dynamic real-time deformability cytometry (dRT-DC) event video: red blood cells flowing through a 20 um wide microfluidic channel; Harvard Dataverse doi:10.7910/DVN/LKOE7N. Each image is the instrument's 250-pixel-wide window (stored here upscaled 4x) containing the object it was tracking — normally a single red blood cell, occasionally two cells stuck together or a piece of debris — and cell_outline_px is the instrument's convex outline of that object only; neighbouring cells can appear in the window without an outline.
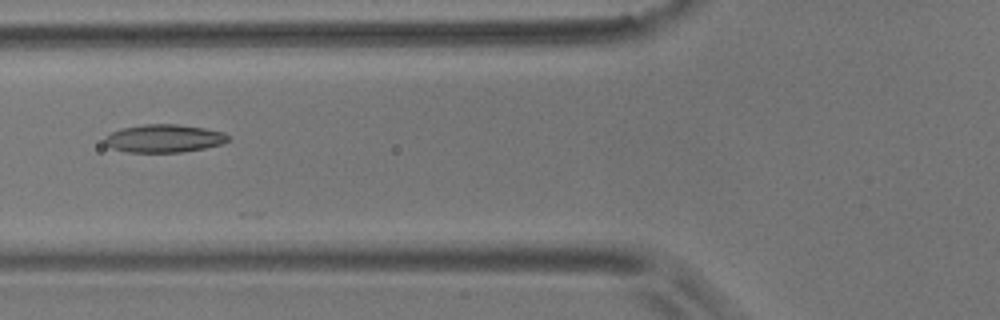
{"species": "common noctule bat (a hibernating species)", "species_latin": "Nyctalus noctula", "temperature_condition": "room temperature", "stored_images_in_passage": 8, "camera_frame_rate_fps": 3000, "um_per_image_px": 0.085, "animal": {"sex": "male", "body_mass_g": 17.9}, "frame": {"image": 1, "passage_image": 6, "time_ms": 1.667, "image_size_px": [1000, 320], "cell_outline_px": [[228, 140], [220, 144], [204, 148], [180, 152], [124, 152], [112, 148], [104, 140], [112, 132], [120, 128], [144, 124], [176, 124], [204, 128], [224, 132], [228, 136]], "centroid_in_image_um": [13.93, 11.76], "position_along_channel_um": 111.9, "area_um2": 19.88}}
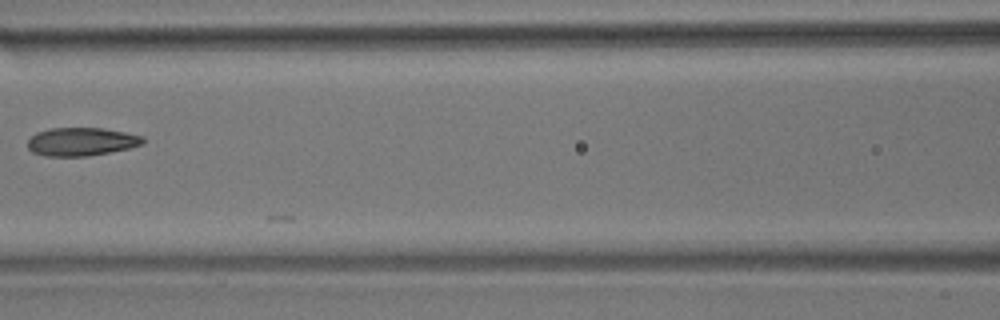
{"frame": {"image": 2, "passage_image": 7, "time_ms": 2.0, "image_size_px": [1000, 320], "cell_outline_px": [[144, 144], [128, 148], [88, 156], [44, 156], [32, 152], [28, 148], [28, 140], [36, 132], [48, 128], [104, 128], [144, 136]], "centroid_in_image_um": [6.9, 12.04], "position_along_channel_um": 159.7, "area_um2": 19.02}}